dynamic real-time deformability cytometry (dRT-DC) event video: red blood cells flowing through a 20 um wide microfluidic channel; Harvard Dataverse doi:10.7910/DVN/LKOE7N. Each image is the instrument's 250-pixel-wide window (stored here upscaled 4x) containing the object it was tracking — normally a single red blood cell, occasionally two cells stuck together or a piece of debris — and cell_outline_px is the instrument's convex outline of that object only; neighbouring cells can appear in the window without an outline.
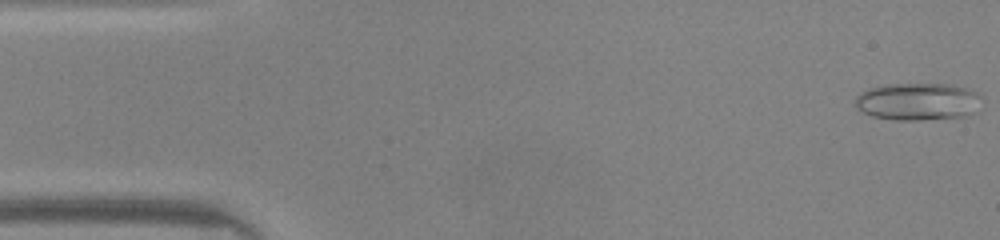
{"species": "common noctule bat (a hibernating species)", "species_latin": "Nyctalus noctula", "temperature_condition": "warm", "stored_images_in_passage": 49, "camera_frame_rate_fps": 3000, "um_per_image_px": 0.085, "animal": {"sex": "male", "body_mass_g": 20.0, "forearm_length_mm": 53.3}, "frame": {"image": 1, "passage_image": 1, "time_ms": 0.0, "image_size_px": [1000, 240], "cell_outline_px": [[980, 96], [976, 112], [968, 116], [920, 120], [896, 120], [872, 116], [856, 108], [856, 96], [860, 92], [868, 88], [884, 84], [952, 84], [968, 88], [976, 92]], "centroid_in_image_um": [78.01, 8.63], "position_along_channel_um": 7.0, "area_um2": 27.74}}
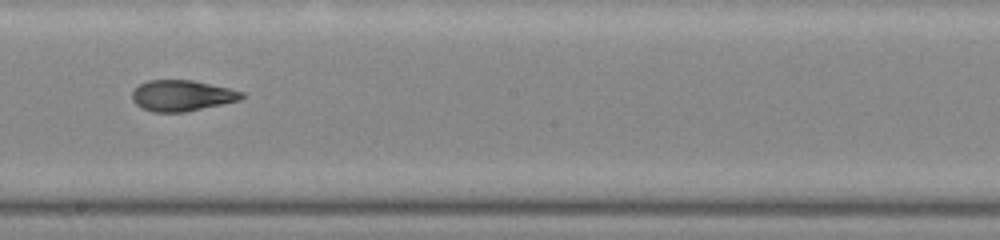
{"frame": {"image": 2, "passage_image": 26, "time_ms": 8.333, "image_size_px": [1000, 240], "cell_outline_px": [[244, 96], [240, 100], [184, 112], [152, 112], [136, 104], [132, 100], [132, 92], [140, 84], [148, 80], [192, 80], [228, 88], [244, 92]], "centroid_in_image_um": [15.45, 8.12], "position_along_channel_um": 232.7, "area_um2": 19.54}}
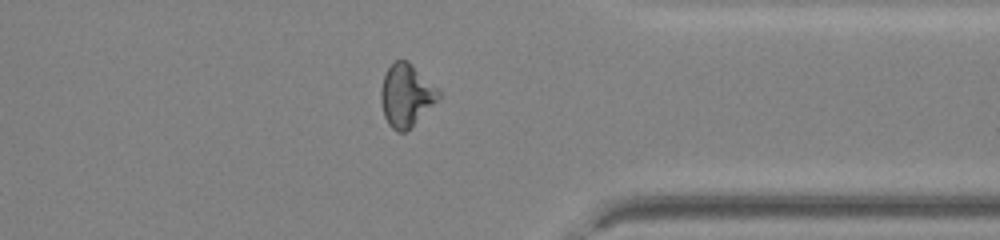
{"frame": {"image": 3, "passage_image": 37, "time_ms": 12.0, "image_size_px": [1000, 240], "cell_outline_px": [[440, 96], [404, 132], [396, 132], [388, 124], [384, 116], [380, 100], [380, 92], [384, 72], [396, 60], [408, 60], [440, 92]], "centroid_in_image_um": [34.46, 8.07], "position_along_channel_um": 376.9, "area_um2": 20.4}, "authors_computed_cell_mechanics": {"area_um2": 20.808, "velocity_mm_per_s": 4.192, "shape_relaxation_time_tau1_ms": 8.9804, "shape_relaxation_time_tau2_ms": 2.1237, "deformation_change_tau1": 0.2393, "deformation_change_tau2": 0.0895}}